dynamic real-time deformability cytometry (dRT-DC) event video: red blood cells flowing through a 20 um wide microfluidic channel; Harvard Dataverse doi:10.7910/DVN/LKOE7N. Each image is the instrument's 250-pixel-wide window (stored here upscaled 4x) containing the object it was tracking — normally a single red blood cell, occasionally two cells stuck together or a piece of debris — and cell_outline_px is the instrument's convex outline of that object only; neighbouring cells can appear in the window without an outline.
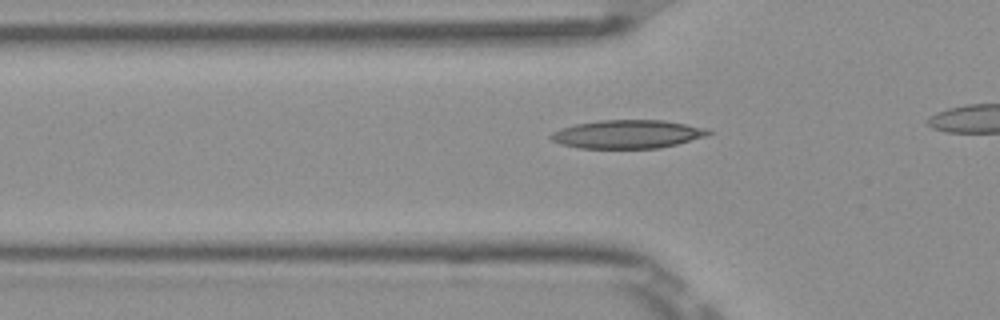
{"species": "Egyptian fruit bat (a non-hibernating species)", "species_latin": "Rousettus aegyptiacus", "temperature_condition": "room temperature", "stored_images_in_passage": 16, "camera_frame_rate_fps": 3000, "um_per_image_px": 0.085, "frame": {"image": 1, "passage_image": 10, "time_ms": 3.0, "image_size_px": [1000, 320], "cell_outline_px": [[712, 132], [708, 136], [660, 148], [580, 148], [560, 144], [552, 140], [548, 136], [552, 132], [560, 128], [576, 124], [600, 120], [664, 120], [708, 128]], "centroid_in_image_um": [53.35, 11.4], "position_along_channel_um": 72.5, "area_um2": 26.18}}
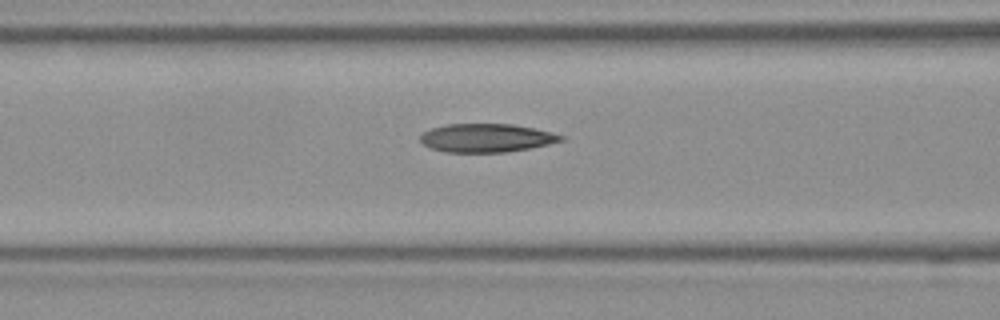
{"frame": {"image": 2, "passage_image": 14, "time_ms": 4.333, "image_size_px": [1000, 320], "cell_outline_px": [[564, 140], [548, 144], [508, 152], [448, 152], [428, 148], [420, 140], [420, 136], [424, 132], [432, 128], [448, 124], [512, 124], [552, 132], [564, 136]], "centroid_in_image_um": [41.34, 11.72], "position_along_channel_um": 125.3, "area_um2": 23.18}}